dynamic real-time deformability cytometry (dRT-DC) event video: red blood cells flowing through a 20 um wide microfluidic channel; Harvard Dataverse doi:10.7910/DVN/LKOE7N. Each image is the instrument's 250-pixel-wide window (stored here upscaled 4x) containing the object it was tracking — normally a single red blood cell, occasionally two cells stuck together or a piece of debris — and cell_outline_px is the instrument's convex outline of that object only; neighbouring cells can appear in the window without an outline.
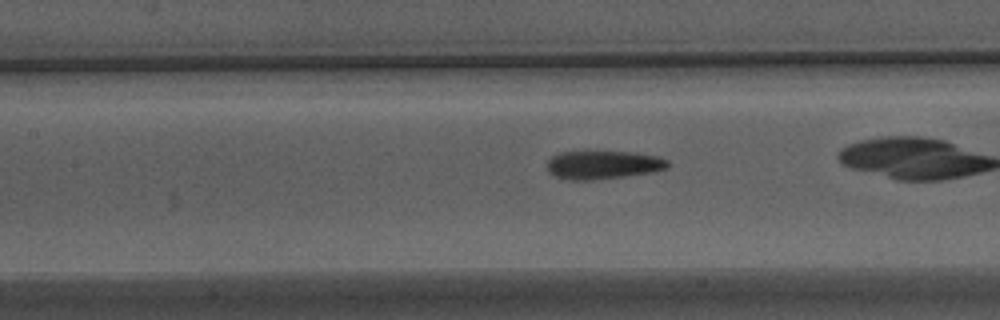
{"species": "Egyptian fruit bat (a non-hibernating species)", "species_latin": "Rousettus aegyptiacus", "temperature_condition": "warm", "stored_images_in_passage": 26, "camera_frame_rate_fps": 3000, "um_per_image_px": 0.085, "animal": {"sex": "male"}, "frame": {"image": 1, "passage_image": 8, "time_ms": 2.333, "image_size_px": [1000, 320], "cell_outline_px": [[668, 168], [652, 172], [624, 176], [592, 180], [568, 180], [556, 176], [548, 172], [548, 160], [552, 156], [560, 152], [628, 152], [656, 156], [668, 160]], "centroid_in_image_um": [51.24, 14.02], "position_along_channel_um": 156.2, "area_um2": 19.71}}